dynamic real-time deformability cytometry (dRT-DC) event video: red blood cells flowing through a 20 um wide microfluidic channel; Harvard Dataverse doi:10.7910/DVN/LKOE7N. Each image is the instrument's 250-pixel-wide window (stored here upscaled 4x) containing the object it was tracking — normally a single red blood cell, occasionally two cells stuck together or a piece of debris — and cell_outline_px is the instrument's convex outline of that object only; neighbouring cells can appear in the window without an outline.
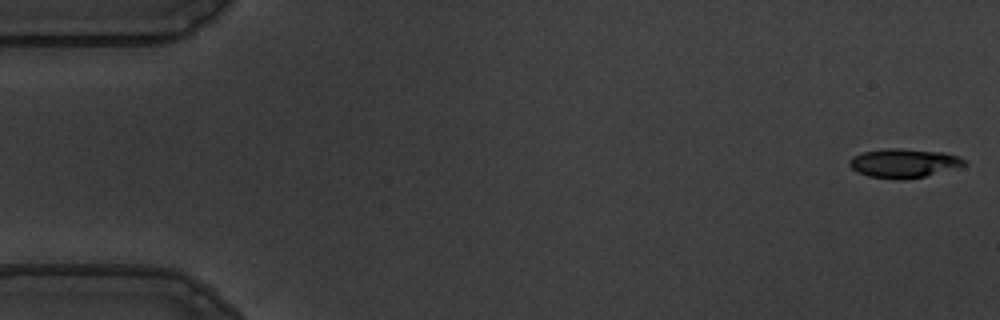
{"species": "common noctule bat (a hibernating species)", "species_latin": "Nyctalus noctula", "temperature_condition": "warm", "stored_images_in_passage": 55, "camera_frame_rate_fps": 3000, "um_per_image_px": 0.085, "animal": {"sex": "male", "body_mass_g": 19.5, "forearm_length_mm": 54.6}, "frame": {"image": 1, "passage_image": 1, "time_ms": 0.0, "image_size_px": [1000, 320], "cell_outline_px": [[968, 164], [956, 168], [924, 176], [904, 180], [900, 180], [868, 176], [856, 172], [848, 164], [848, 160], [852, 156], [864, 152], [888, 148], [900, 148], [944, 152], [956, 156], [964, 160]], "centroid_in_image_um": [76.79, 13.87], "position_along_channel_um": 8.2, "area_um2": 19.42}}
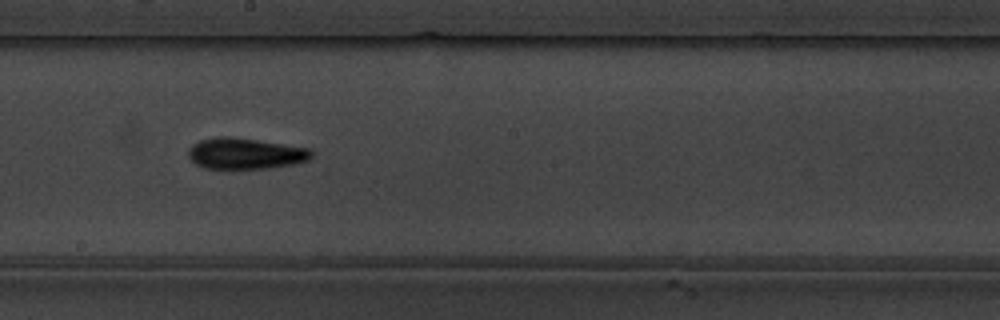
{"frame": {"image": 2, "passage_image": 30, "time_ms": 9.667, "image_size_px": [1000, 320], "cell_outline_px": [[312, 156], [308, 160], [292, 164], [268, 168], [204, 168], [196, 164], [188, 156], [188, 148], [192, 144], [200, 140], [216, 136], [228, 136], [256, 140], [308, 148], [312, 152]], "centroid_in_image_um": [20.8, 13.04], "position_along_channel_um": 227.4, "area_um2": 22.08}}
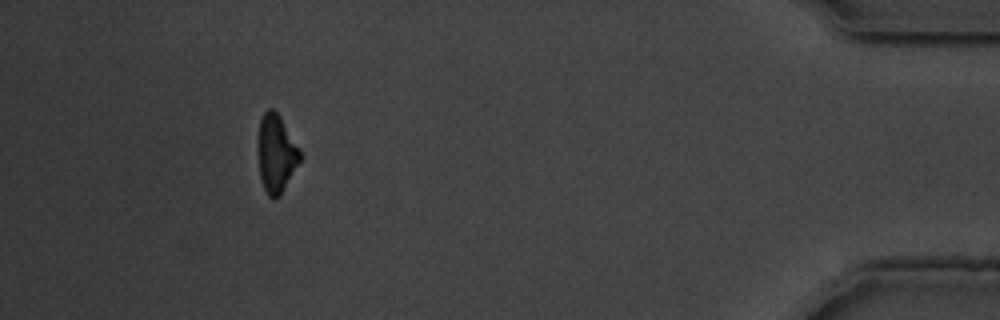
{"frame": {"image": 3, "passage_image": 50, "time_ms": 16.333, "image_size_px": [1000, 320], "cell_outline_px": [[300, 160], [280, 196], [272, 200], [268, 196], [264, 188], [260, 176], [256, 144], [256, 140], [260, 120], [264, 112], [268, 108], [272, 108], [280, 116], [300, 148]], "centroid_in_image_um": [23.44, 13.03], "position_along_channel_um": 411.8, "area_um2": 19.36}}